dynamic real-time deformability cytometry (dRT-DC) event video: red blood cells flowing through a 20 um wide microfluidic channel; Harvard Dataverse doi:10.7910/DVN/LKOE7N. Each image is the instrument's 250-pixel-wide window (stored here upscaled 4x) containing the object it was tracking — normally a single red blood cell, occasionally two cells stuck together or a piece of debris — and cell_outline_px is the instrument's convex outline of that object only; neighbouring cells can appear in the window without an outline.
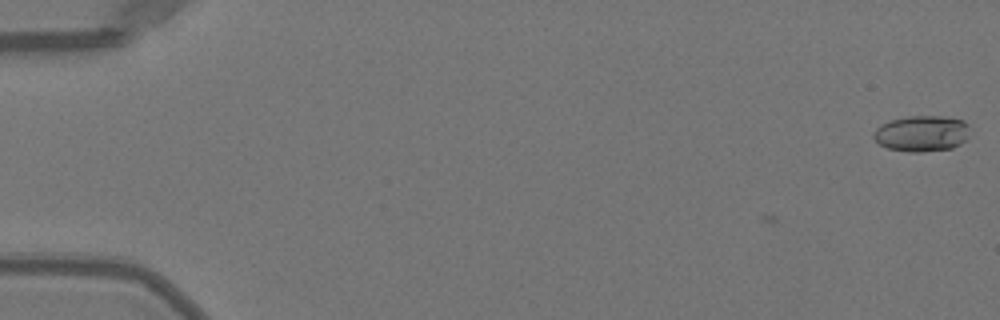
{"species": "Egyptian fruit bat (a non-hibernating species)", "species_latin": "Rousettus aegyptiacus", "temperature_condition": "warm", "stored_images_in_passage": 5, "camera_frame_rate_fps": 3000, "um_per_image_px": 0.085, "animal": {"sex": "female"}, "frame": {"image": 1, "passage_image": 5, "time_ms": 1.333, "image_size_px": [1000, 320], "cell_outline_px": [[968, 136], [960, 144], [952, 148], [920, 152], [908, 152], [888, 148], [880, 144], [872, 136], [876, 128], [880, 124], [892, 120], [908, 116], [944, 116], [964, 120], [968, 124]], "centroid_in_image_um": [78.35, 11.34], "position_along_channel_um": 6.7, "area_um2": 20.17}}